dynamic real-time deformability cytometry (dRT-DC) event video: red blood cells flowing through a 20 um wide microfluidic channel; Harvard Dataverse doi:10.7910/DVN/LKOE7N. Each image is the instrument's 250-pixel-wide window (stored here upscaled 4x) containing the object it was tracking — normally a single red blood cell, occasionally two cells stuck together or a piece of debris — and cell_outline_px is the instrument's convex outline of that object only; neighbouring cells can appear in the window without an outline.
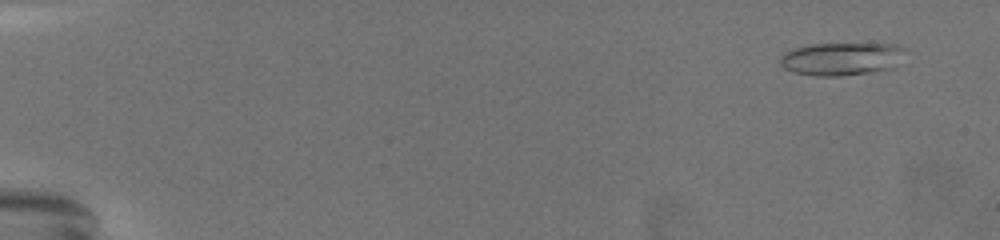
{"species": "common noctule bat (a hibernating species)", "species_latin": "Nyctalus noctula", "temperature_condition": "warm", "stored_images_in_passage": 72, "camera_frame_rate_fps": 3000, "um_per_image_px": 0.085, "animal": {"sex": "female", "body_mass_g": 19.5, "forearm_length_mm": 54.1}, "frame": {"image": 1, "passage_image": 5, "time_ms": 1.333, "image_size_px": [1000, 240], "cell_outline_px": [[904, 48], [892, 68], [868, 72], [840, 76], [816, 76], [792, 72], [784, 68], [780, 64], [780, 56], [784, 52], [792, 48], [808, 44], [896, 44]], "centroid_in_image_um": [71.4, 5.0], "position_along_channel_um": 13.6, "area_um2": 23.7}}
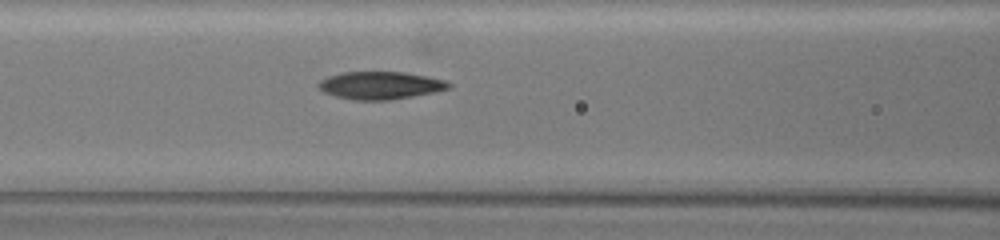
{"frame": {"image": 2, "passage_image": 34, "time_ms": 11.0, "image_size_px": [1000, 240], "cell_outline_px": [[452, 84], [448, 88], [432, 92], [412, 96], [388, 100], [352, 100], [336, 96], [324, 92], [316, 84], [320, 80], [328, 76], [340, 72], [404, 72], [428, 76], [444, 80]], "centroid_in_image_um": [32.28, 7.25], "position_along_channel_um": 134.3, "area_um2": 20.87}}
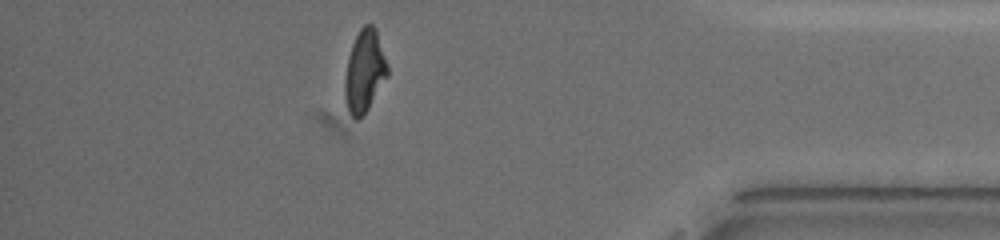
{"frame": {"image": 3, "passage_image": 64, "time_ms": 21.0, "image_size_px": [1000, 240], "cell_outline_px": [[388, 76], [364, 116], [360, 120], [356, 120], [348, 112], [344, 96], [344, 80], [348, 56], [352, 44], [360, 28], [364, 24], [372, 24], [376, 28], [388, 64]], "centroid_in_image_um": [30.98, 6.07], "position_along_channel_um": 404.2, "area_um2": 20.87}, "authors_computed_cell_mechanics": {"area_um2": 21.097, "velocity_mm_per_s": 3.0104, "shape_relaxation_time_tau1_ms": 5.7474, "shape_relaxation_time_tau2_ms": 2.6219, "deformation_change_tau1": 0.1858, "deformation_change_tau2": 0.0956}}